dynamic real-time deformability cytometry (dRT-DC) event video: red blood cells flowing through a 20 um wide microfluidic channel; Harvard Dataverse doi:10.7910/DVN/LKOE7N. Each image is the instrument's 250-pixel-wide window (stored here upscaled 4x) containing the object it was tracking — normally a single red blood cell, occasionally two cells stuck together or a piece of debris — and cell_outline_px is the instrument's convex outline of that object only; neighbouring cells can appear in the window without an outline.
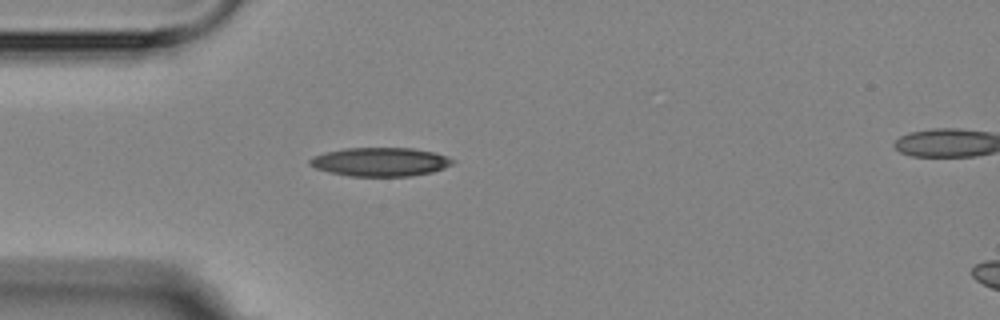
{"species": "Egyptian fruit bat (a non-hibernating species)", "species_latin": "Rousettus aegyptiacus", "temperature_condition": "room temperature", "stored_images_in_passage": 2, "segment_of_instrument_passage": [1, 2], "camera_frame_rate_fps": 3000, "um_per_image_px": 0.085, "animal": {"sex": "female"}, "frame": {"image": 1, "passage_image": 1, "time_ms": 0.0, "image_size_px": [1000, 320], "cell_outline_px": [[456, 160], [452, 164], [444, 168], [432, 172], [412, 176], [348, 176], [328, 172], [316, 168], [308, 164], [308, 160], [312, 156], [324, 152], [344, 148], [412, 148], [432, 152]], "centroid_in_image_um": [32.27, 13.76], "position_along_channel_um": 52.7, "area_um2": 23.99}}